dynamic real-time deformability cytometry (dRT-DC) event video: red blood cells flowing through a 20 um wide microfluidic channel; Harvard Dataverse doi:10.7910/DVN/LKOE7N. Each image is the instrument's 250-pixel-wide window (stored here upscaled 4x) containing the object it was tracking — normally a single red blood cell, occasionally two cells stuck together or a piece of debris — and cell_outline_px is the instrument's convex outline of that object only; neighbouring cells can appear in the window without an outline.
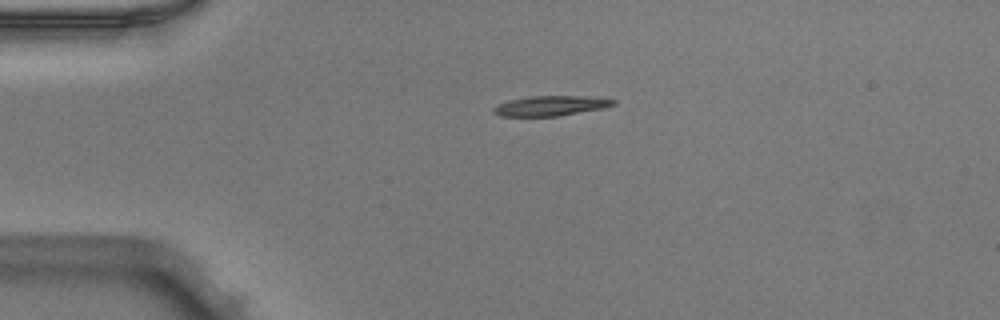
{"species": "Egyptian fruit bat (a non-hibernating species)", "species_latin": "Rousettus aegyptiacus", "temperature_condition": "warm", "stored_images_in_passage": 40, "camera_frame_rate_fps": 3000, "um_per_image_px": 0.085, "animal": {"sex": "male"}, "frame": {"image": 1, "passage_image": 1, "time_ms": 0.0, "image_size_px": [1000, 320], "cell_outline_px": [[616, 104], [604, 108], [556, 116], [500, 116], [492, 112], [492, 108], [500, 104], [512, 100], [532, 96], [596, 96], [616, 100]], "centroid_in_image_um": [46.87, 8.99], "position_along_channel_um": 38.1, "area_um2": 13.87}}
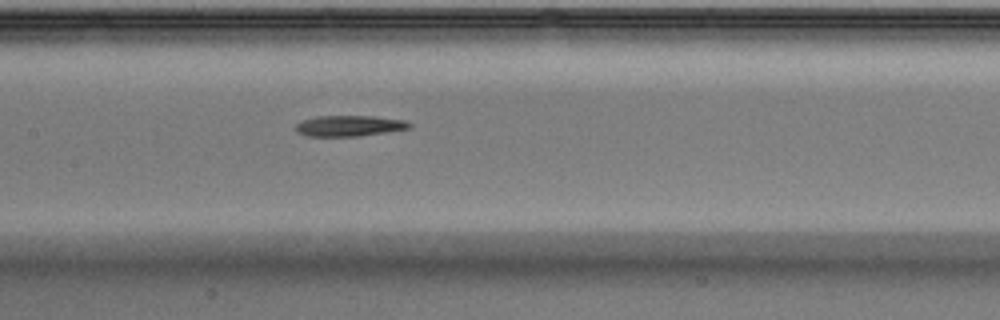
{"frame": {"image": 2, "passage_image": 14, "time_ms": 4.333, "image_size_px": [1000, 320], "cell_outline_px": [[412, 128], [388, 132], [356, 136], [308, 136], [296, 132], [296, 124], [304, 120], [320, 116], [376, 116], [404, 120], [412, 124]], "centroid_in_image_um": [29.74, 10.7], "position_along_channel_um": 177.7, "area_um2": 13.76}}
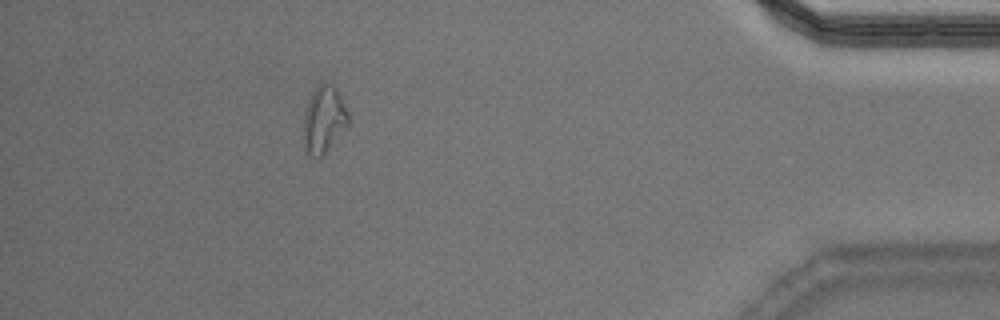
{"frame": {"image": 3, "passage_image": 35, "time_ms": 11.333, "image_size_px": [1000, 320], "cell_outline_px": [[348, 124], [324, 152], [320, 156], [308, 156], [304, 152], [304, 116], [308, 100], [312, 92], [320, 84], [332, 84], [336, 88], [348, 112]], "centroid_in_image_um": [27.5, 10.15], "position_along_channel_um": 407.7, "area_um2": 16.94}}